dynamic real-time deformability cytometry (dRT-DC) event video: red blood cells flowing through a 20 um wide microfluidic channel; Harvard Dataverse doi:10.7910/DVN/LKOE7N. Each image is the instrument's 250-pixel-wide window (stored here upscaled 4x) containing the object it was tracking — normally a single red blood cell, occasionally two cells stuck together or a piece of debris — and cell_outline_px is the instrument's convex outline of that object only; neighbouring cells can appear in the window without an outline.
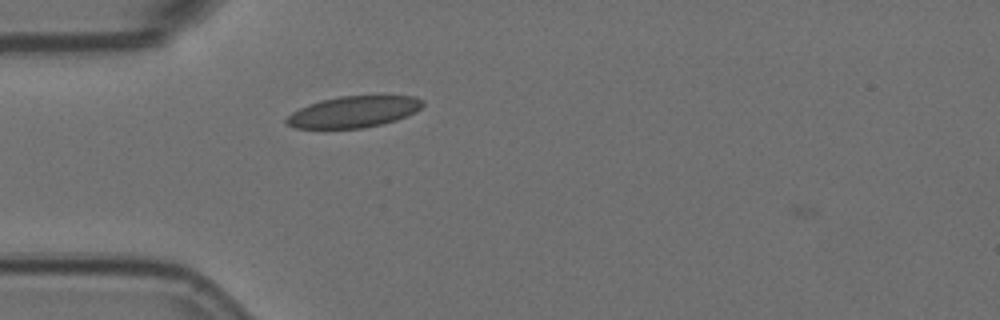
{"species": "Egyptian fruit bat (a non-hibernating species)", "species_latin": "Rousettus aegyptiacus", "temperature_condition": "room temperature", "stored_images_in_passage": 7, "camera_frame_rate_fps": 3000, "um_per_image_px": 0.085, "animal": {"sex": "female"}, "frame": {"image": 1, "passage_image": 6, "time_ms": 1.667, "image_size_px": [1000, 320], "cell_outline_px": [[424, 104], [416, 112], [396, 120], [364, 128], [296, 128], [288, 124], [284, 120], [292, 112], [308, 104], [320, 100], [340, 96], [416, 96], [424, 100]], "centroid_in_image_um": [30.07, 9.5], "position_along_channel_um": 54.9, "area_um2": 24.8}}